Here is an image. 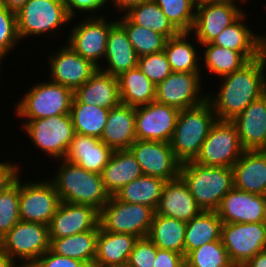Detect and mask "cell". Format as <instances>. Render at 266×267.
<instances>
[{"instance_id": "cell-1", "label": "cell", "mask_w": 266, "mask_h": 267, "mask_svg": "<svg viewBox=\"0 0 266 267\" xmlns=\"http://www.w3.org/2000/svg\"><path fill=\"white\" fill-rule=\"evenodd\" d=\"M266 65L262 56L241 69L222 76L214 96L208 94L217 120L232 121L253 101L266 93Z\"/></svg>"}, {"instance_id": "cell-2", "label": "cell", "mask_w": 266, "mask_h": 267, "mask_svg": "<svg viewBox=\"0 0 266 267\" xmlns=\"http://www.w3.org/2000/svg\"><path fill=\"white\" fill-rule=\"evenodd\" d=\"M59 162L62 163L50 180L61 201L88 205L100 211L110 198L101 174L89 172L65 159Z\"/></svg>"}, {"instance_id": "cell-3", "label": "cell", "mask_w": 266, "mask_h": 267, "mask_svg": "<svg viewBox=\"0 0 266 267\" xmlns=\"http://www.w3.org/2000/svg\"><path fill=\"white\" fill-rule=\"evenodd\" d=\"M179 176L202 211H217L223 197L234 187L233 170L228 167L190 161L181 164Z\"/></svg>"}, {"instance_id": "cell-4", "label": "cell", "mask_w": 266, "mask_h": 267, "mask_svg": "<svg viewBox=\"0 0 266 267\" xmlns=\"http://www.w3.org/2000/svg\"><path fill=\"white\" fill-rule=\"evenodd\" d=\"M216 120V114L208 100L198 106L179 111L170 144L181 164L196 159Z\"/></svg>"}, {"instance_id": "cell-5", "label": "cell", "mask_w": 266, "mask_h": 267, "mask_svg": "<svg viewBox=\"0 0 266 267\" xmlns=\"http://www.w3.org/2000/svg\"><path fill=\"white\" fill-rule=\"evenodd\" d=\"M74 91L50 80L35 83L15 110L22 120H36L70 113Z\"/></svg>"}, {"instance_id": "cell-6", "label": "cell", "mask_w": 266, "mask_h": 267, "mask_svg": "<svg viewBox=\"0 0 266 267\" xmlns=\"http://www.w3.org/2000/svg\"><path fill=\"white\" fill-rule=\"evenodd\" d=\"M50 249L49 226L20 220L0 239V251L30 267Z\"/></svg>"}, {"instance_id": "cell-7", "label": "cell", "mask_w": 266, "mask_h": 267, "mask_svg": "<svg viewBox=\"0 0 266 267\" xmlns=\"http://www.w3.org/2000/svg\"><path fill=\"white\" fill-rule=\"evenodd\" d=\"M155 211L143 204L121 202L114 195L99 211V226L111 233L147 237Z\"/></svg>"}, {"instance_id": "cell-8", "label": "cell", "mask_w": 266, "mask_h": 267, "mask_svg": "<svg viewBox=\"0 0 266 267\" xmlns=\"http://www.w3.org/2000/svg\"><path fill=\"white\" fill-rule=\"evenodd\" d=\"M16 18L20 40L31 35L49 34L50 31L54 34L72 20L64 0H28L16 12Z\"/></svg>"}, {"instance_id": "cell-9", "label": "cell", "mask_w": 266, "mask_h": 267, "mask_svg": "<svg viewBox=\"0 0 266 267\" xmlns=\"http://www.w3.org/2000/svg\"><path fill=\"white\" fill-rule=\"evenodd\" d=\"M26 121L22 128L31 143L56 161L63 160L75 135L70 114Z\"/></svg>"}, {"instance_id": "cell-10", "label": "cell", "mask_w": 266, "mask_h": 267, "mask_svg": "<svg viewBox=\"0 0 266 267\" xmlns=\"http://www.w3.org/2000/svg\"><path fill=\"white\" fill-rule=\"evenodd\" d=\"M244 151L236 125L232 121L216 120L193 162L232 168Z\"/></svg>"}, {"instance_id": "cell-11", "label": "cell", "mask_w": 266, "mask_h": 267, "mask_svg": "<svg viewBox=\"0 0 266 267\" xmlns=\"http://www.w3.org/2000/svg\"><path fill=\"white\" fill-rule=\"evenodd\" d=\"M221 241L235 267L266 249V222L223 223Z\"/></svg>"}, {"instance_id": "cell-12", "label": "cell", "mask_w": 266, "mask_h": 267, "mask_svg": "<svg viewBox=\"0 0 266 267\" xmlns=\"http://www.w3.org/2000/svg\"><path fill=\"white\" fill-rule=\"evenodd\" d=\"M93 16L91 13L82 22H78L69 33L66 44L84 59L91 61L98 68L104 67L99 59L105 57L107 39L110 29L117 20L108 21L103 16Z\"/></svg>"}, {"instance_id": "cell-13", "label": "cell", "mask_w": 266, "mask_h": 267, "mask_svg": "<svg viewBox=\"0 0 266 267\" xmlns=\"http://www.w3.org/2000/svg\"><path fill=\"white\" fill-rule=\"evenodd\" d=\"M19 177V215L22 221L49 226L61 199L53 183L47 181L21 182ZM30 182V183H29Z\"/></svg>"}, {"instance_id": "cell-14", "label": "cell", "mask_w": 266, "mask_h": 267, "mask_svg": "<svg viewBox=\"0 0 266 267\" xmlns=\"http://www.w3.org/2000/svg\"><path fill=\"white\" fill-rule=\"evenodd\" d=\"M201 73L172 72L156 85L155 102L178 108H192L204 103L208 94L201 92ZM203 95H202V94Z\"/></svg>"}, {"instance_id": "cell-15", "label": "cell", "mask_w": 266, "mask_h": 267, "mask_svg": "<svg viewBox=\"0 0 266 267\" xmlns=\"http://www.w3.org/2000/svg\"><path fill=\"white\" fill-rule=\"evenodd\" d=\"M129 150L139 163L143 175L165 181L179 177L181 163L176 159L169 142L136 139Z\"/></svg>"}, {"instance_id": "cell-16", "label": "cell", "mask_w": 266, "mask_h": 267, "mask_svg": "<svg viewBox=\"0 0 266 267\" xmlns=\"http://www.w3.org/2000/svg\"><path fill=\"white\" fill-rule=\"evenodd\" d=\"M179 109L151 102L135 108L136 139L171 142Z\"/></svg>"}, {"instance_id": "cell-17", "label": "cell", "mask_w": 266, "mask_h": 267, "mask_svg": "<svg viewBox=\"0 0 266 267\" xmlns=\"http://www.w3.org/2000/svg\"><path fill=\"white\" fill-rule=\"evenodd\" d=\"M235 0H224L196 7L191 29L199 45L211 43L226 27L235 22L245 11Z\"/></svg>"}, {"instance_id": "cell-18", "label": "cell", "mask_w": 266, "mask_h": 267, "mask_svg": "<svg viewBox=\"0 0 266 267\" xmlns=\"http://www.w3.org/2000/svg\"><path fill=\"white\" fill-rule=\"evenodd\" d=\"M51 82L75 91L85 84L98 70L91 61L84 59L67 44L48 56Z\"/></svg>"}, {"instance_id": "cell-19", "label": "cell", "mask_w": 266, "mask_h": 267, "mask_svg": "<svg viewBox=\"0 0 266 267\" xmlns=\"http://www.w3.org/2000/svg\"><path fill=\"white\" fill-rule=\"evenodd\" d=\"M216 212L222 223L266 222V196L233 187Z\"/></svg>"}, {"instance_id": "cell-20", "label": "cell", "mask_w": 266, "mask_h": 267, "mask_svg": "<svg viewBox=\"0 0 266 267\" xmlns=\"http://www.w3.org/2000/svg\"><path fill=\"white\" fill-rule=\"evenodd\" d=\"M99 225L95 208L61 201L49 224V238H63L93 230Z\"/></svg>"}, {"instance_id": "cell-21", "label": "cell", "mask_w": 266, "mask_h": 267, "mask_svg": "<svg viewBox=\"0 0 266 267\" xmlns=\"http://www.w3.org/2000/svg\"><path fill=\"white\" fill-rule=\"evenodd\" d=\"M232 122L244 150H266V93L253 101Z\"/></svg>"}, {"instance_id": "cell-22", "label": "cell", "mask_w": 266, "mask_h": 267, "mask_svg": "<svg viewBox=\"0 0 266 267\" xmlns=\"http://www.w3.org/2000/svg\"><path fill=\"white\" fill-rule=\"evenodd\" d=\"M232 170L234 188L266 196V150H245Z\"/></svg>"}, {"instance_id": "cell-23", "label": "cell", "mask_w": 266, "mask_h": 267, "mask_svg": "<svg viewBox=\"0 0 266 267\" xmlns=\"http://www.w3.org/2000/svg\"><path fill=\"white\" fill-rule=\"evenodd\" d=\"M201 211L180 176L166 181L159 205L155 211L156 214L188 222Z\"/></svg>"}, {"instance_id": "cell-24", "label": "cell", "mask_w": 266, "mask_h": 267, "mask_svg": "<svg viewBox=\"0 0 266 267\" xmlns=\"http://www.w3.org/2000/svg\"><path fill=\"white\" fill-rule=\"evenodd\" d=\"M112 153L113 150L102 140L75 133L64 159L89 172L101 174Z\"/></svg>"}, {"instance_id": "cell-25", "label": "cell", "mask_w": 266, "mask_h": 267, "mask_svg": "<svg viewBox=\"0 0 266 267\" xmlns=\"http://www.w3.org/2000/svg\"><path fill=\"white\" fill-rule=\"evenodd\" d=\"M100 140L113 151L128 150L136 140L135 108L123 103L111 108Z\"/></svg>"}, {"instance_id": "cell-26", "label": "cell", "mask_w": 266, "mask_h": 267, "mask_svg": "<svg viewBox=\"0 0 266 267\" xmlns=\"http://www.w3.org/2000/svg\"><path fill=\"white\" fill-rule=\"evenodd\" d=\"M107 66L98 68L109 75L119 77L122 73L138 67V56L129 41L125 29L117 22L109 31L104 57Z\"/></svg>"}, {"instance_id": "cell-27", "label": "cell", "mask_w": 266, "mask_h": 267, "mask_svg": "<svg viewBox=\"0 0 266 267\" xmlns=\"http://www.w3.org/2000/svg\"><path fill=\"white\" fill-rule=\"evenodd\" d=\"M74 96L81 103L110 110L121 103L118 77L98 69L85 84L74 91Z\"/></svg>"}, {"instance_id": "cell-28", "label": "cell", "mask_w": 266, "mask_h": 267, "mask_svg": "<svg viewBox=\"0 0 266 267\" xmlns=\"http://www.w3.org/2000/svg\"><path fill=\"white\" fill-rule=\"evenodd\" d=\"M138 237L99 228L94 267H126Z\"/></svg>"}, {"instance_id": "cell-29", "label": "cell", "mask_w": 266, "mask_h": 267, "mask_svg": "<svg viewBox=\"0 0 266 267\" xmlns=\"http://www.w3.org/2000/svg\"><path fill=\"white\" fill-rule=\"evenodd\" d=\"M246 15L244 12L214 38L211 44L242 52L249 60H254L261 56L262 40L259 33H255L244 23Z\"/></svg>"}, {"instance_id": "cell-30", "label": "cell", "mask_w": 266, "mask_h": 267, "mask_svg": "<svg viewBox=\"0 0 266 267\" xmlns=\"http://www.w3.org/2000/svg\"><path fill=\"white\" fill-rule=\"evenodd\" d=\"M142 175L140 165L129 149L113 151L101 173L104 188L110 196Z\"/></svg>"}, {"instance_id": "cell-31", "label": "cell", "mask_w": 266, "mask_h": 267, "mask_svg": "<svg viewBox=\"0 0 266 267\" xmlns=\"http://www.w3.org/2000/svg\"><path fill=\"white\" fill-rule=\"evenodd\" d=\"M100 226L93 230L63 238H50V250L58 255L80 260L94 266L97 237Z\"/></svg>"}, {"instance_id": "cell-32", "label": "cell", "mask_w": 266, "mask_h": 267, "mask_svg": "<svg viewBox=\"0 0 266 267\" xmlns=\"http://www.w3.org/2000/svg\"><path fill=\"white\" fill-rule=\"evenodd\" d=\"M222 224L216 211H201L186 222L184 257L204 244L221 240Z\"/></svg>"}, {"instance_id": "cell-33", "label": "cell", "mask_w": 266, "mask_h": 267, "mask_svg": "<svg viewBox=\"0 0 266 267\" xmlns=\"http://www.w3.org/2000/svg\"><path fill=\"white\" fill-rule=\"evenodd\" d=\"M118 82L121 103L136 108L155 101L156 85L138 67L122 73Z\"/></svg>"}, {"instance_id": "cell-34", "label": "cell", "mask_w": 266, "mask_h": 267, "mask_svg": "<svg viewBox=\"0 0 266 267\" xmlns=\"http://www.w3.org/2000/svg\"><path fill=\"white\" fill-rule=\"evenodd\" d=\"M186 222L154 213L148 238L159 248L184 256Z\"/></svg>"}, {"instance_id": "cell-35", "label": "cell", "mask_w": 266, "mask_h": 267, "mask_svg": "<svg viewBox=\"0 0 266 267\" xmlns=\"http://www.w3.org/2000/svg\"><path fill=\"white\" fill-rule=\"evenodd\" d=\"M165 183L162 178L142 175L123 186L114 196L121 202L143 204L156 211Z\"/></svg>"}, {"instance_id": "cell-36", "label": "cell", "mask_w": 266, "mask_h": 267, "mask_svg": "<svg viewBox=\"0 0 266 267\" xmlns=\"http://www.w3.org/2000/svg\"><path fill=\"white\" fill-rule=\"evenodd\" d=\"M189 35V32H180L165 43L164 52L173 72L201 73L199 59L201 60L202 55L199 56L196 46L189 42Z\"/></svg>"}, {"instance_id": "cell-37", "label": "cell", "mask_w": 266, "mask_h": 267, "mask_svg": "<svg viewBox=\"0 0 266 267\" xmlns=\"http://www.w3.org/2000/svg\"><path fill=\"white\" fill-rule=\"evenodd\" d=\"M108 113V109L81 103L74 96L69 114L75 133L100 139L107 122Z\"/></svg>"}, {"instance_id": "cell-38", "label": "cell", "mask_w": 266, "mask_h": 267, "mask_svg": "<svg viewBox=\"0 0 266 267\" xmlns=\"http://www.w3.org/2000/svg\"><path fill=\"white\" fill-rule=\"evenodd\" d=\"M125 15L134 24L158 32L167 39L180 33L153 0H148L132 7Z\"/></svg>"}, {"instance_id": "cell-39", "label": "cell", "mask_w": 266, "mask_h": 267, "mask_svg": "<svg viewBox=\"0 0 266 267\" xmlns=\"http://www.w3.org/2000/svg\"><path fill=\"white\" fill-rule=\"evenodd\" d=\"M203 46H205L203 65L210 74L218 75L219 78L241 69L250 61L242 52L211 43L202 44Z\"/></svg>"}, {"instance_id": "cell-40", "label": "cell", "mask_w": 266, "mask_h": 267, "mask_svg": "<svg viewBox=\"0 0 266 267\" xmlns=\"http://www.w3.org/2000/svg\"><path fill=\"white\" fill-rule=\"evenodd\" d=\"M117 22L125 29L138 57L164 51L167 38L151 29L134 24L125 14Z\"/></svg>"}, {"instance_id": "cell-41", "label": "cell", "mask_w": 266, "mask_h": 267, "mask_svg": "<svg viewBox=\"0 0 266 267\" xmlns=\"http://www.w3.org/2000/svg\"><path fill=\"white\" fill-rule=\"evenodd\" d=\"M186 267H235L221 240L210 242L192 250L185 257Z\"/></svg>"}, {"instance_id": "cell-42", "label": "cell", "mask_w": 266, "mask_h": 267, "mask_svg": "<svg viewBox=\"0 0 266 267\" xmlns=\"http://www.w3.org/2000/svg\"><path fill=\"white\" fill-rule=\"evenodd\" d=\"M179 32H191L196 7L192 0H153Z\"/></svg>"}, {"instance_id": "cell-43", "label": "cell", "mask_w": 266, "mask_h": 267, "mask_svg": "<svg viewBox=\"0 0 266 267\" xmlns=\"http://www.w3.org/2000/svg\"><path fill=\"white\" fill-rule=\"evenodd\" d=\"M19 178L7 191L0 193V239L19 221Z\"/></svg>"}, {"instance_id": "cell-44", "label": "cell", "mask_w": 266, "mask_h": 267, "mask_svg": "<svg viewBox=\"0 0 266 267\" xmlns=\"http://www.w3.org/2000/svg\"><path fill=\"white\" fill-rule=\"evenodd\" d=\"M138 68L155 85L173 72L164 51L139 57Z\"/></svg>"}, {"instance_id": "cell-45", "label": "cell", "mask_w": 266, "mask_h": 267, "mask_svg": "<svg viewBox=\"0 0 266 267\" xmlns=\"http://www.w3.org/2000/svg\"><path fill=\"white\" fill-rule=\"evenodd\" d=\"M16 13L0 5V62L19 43Z\"/></svg>"}, {"instance_id": "cell-46", "label": "cell", "mask_w": 266, "mask_h": 267, "mask_svg": "<svg viewBox=\"0 0 266 267\" xmlns=\"http://www.w3.org/2000/svg\"><path fill=\"white\" fill-rule=\"evenodd\" d=\"M157 246L148 238H138L126 267H154Z\"/></svg>"}, {"instance_id": "cell-47", "label": "cell", "mask_w": 266, "mask_h": 267, "mask_svg": "<svg viewBox=\"0 0 266 267\" xmlns=\"http://www.w3.org/2000/svg\"><path fill=\"white\" fill-rule=\"evenodd\" d=\"M30 267H89V266L80 260L58 255L49 249L40 258H38Z\"/></svg>"}, {"instance_id": "cell-48", "label": "cell", "mask_w": 266, "mask_h": 267, "mask_svg": "<svg viewBox=\"0 0 266 267\" xmlns=\"http://www.w3.org/2000/svg\"><path fill=\"white\" fill-rule=\"evenodd\" d=\"M111 0H64L68 15L73 19L77 12H91L95 16L96 10L105 8V4ZM76 9V10H75ZM77 11V12H76Z\"/></svg>"}, {"instance_id": "cell-49", "label": "cell", "mask_w": 266, "mask_h": 267, "mask_svg": "<svg viewBox=\"0 0 266 267\" xmlns=\"http://www.w3.org/2000/svg\"><path fill=\"white\" fill-rule=\"evenodd\" d=\"M14 163V164H13ZM0 162V193L7 191L12 187L20 177L19 164L14 162Z\"/></svg>"}, {"instance_id": "cell-50", "label": "cell", "mask_w": 266, "mask_h": 267, "mask_svg": "<svg viewBox=\"0 0 266 267\" xmlns=\"http://www.w3.org/2000/svg\"><path fill=\"white\" fill-rule=\"evenodd\" d=\"M154 267H186L185 257L177 252L157 247Z\"/></svg>"}, {"instance_id": "cell-51", "label": "cell", "mask_w": 266, "mask_h": 267, "mask_svg": "<svg viewBox=\"0 0 266 267\" xmlns=\"http://www.w3.org/2000/svg\"><path fill=\"white\" fill-rule=\"evenodd\" d=\"M114 3V7L117 8V11H120V14L123 12V15L128 12L132 7H135L148 0H111Z\"/></svg>"}, {"instance_id": "cell-52", "label": "cell", "mask_w": 266, "mask_h": 267, "mask_svg": "<svg viewBox=\"0 0 266 267\" xmlns=\"http://www.w3.org/2000/svg\"><path fill=\"white\" fill-rule=\"evenodd\" d=\"M241 267H266V249L257 253Z\"/></svg>"}, {"instance_id": "cell-53", "label": "cell", "mask_w": 266, "mask_h": 267, "mask_svg": "<svg viewBox=\"0 0 266 267\" xmlns=\"http://www.w3.org/2000/svg\"><path fill=\"white\" fill-rule=\"evenodd\" d=\"M28 0H0V5L17 12Z\"/></svg>"}, {"instance_id": "cell-54", "label": "cell", "mask_w": 266, "mask_h": 267, "mask_svg": "<svg viewBox=\"0 0 266 267\" xmlns=\"http://www.w3.org/2000/svg\"><path fill=\"white\" fill-rule=\"evenodd\" d=\"M16 260L11 259L7 254L0 251V267H17ZM19 267H21L19 265Z\"/></svg>"}, {"instance_id": "cell-55", "label": "cell", "mask_w": 266, "mask_h": 267, "mask_svg": "<svg viewBox=\"0 0 266 267\" xmlns=\"http://www.w3.org/2000/svg\"><path fill=\"white\" fill-rule=\"evenodd\" d=\"M195 7L200 5L209 4V3H217L224 0H192Z\"/></svg>"}, {"instance_id": "cell-56", "label": "cell", "mask_w": 266, "mask_h": 267, "mask_svg": "<svg viewBox=\"0 0 266 267\" xmlns=\"http://www.w3.org/2000/svg\"><path fill=\"white\" fill-rule=\"evenodd\" d=\"M261 56L263 57L266 65V40L262 41V46H261Z\"/></svg>"}, {"instance_id": "cell-57", "label": "cell", "mask_w": 266, "mask_h": 267, "mask_svg": "<svg viewBox=\"0 0 266 267\" xmlns=\"http://www.w3.org/2000/svg\"><path fill=\"white\" fill-rule=\"evenodd\" d=\"M260 36V38H261V40L263 41V40H266V36H264V35H259Z\"/></svg>"}, {"instance_id": "cell-58", "label": "cell", "mask_w": 266, "mask_h": 267, "mask_svg": "<svg viewBox=\"0 0 266 267\" xmlns=\"http://www.w3.org/2000/svg\"><path fill=\"white\" fill-rule=\"evenodd\" d=\"M239 1L242 2V3H243V1H244V4H245L246 1L248 2V0H239Z\"/></svg>"}]
</instances>
